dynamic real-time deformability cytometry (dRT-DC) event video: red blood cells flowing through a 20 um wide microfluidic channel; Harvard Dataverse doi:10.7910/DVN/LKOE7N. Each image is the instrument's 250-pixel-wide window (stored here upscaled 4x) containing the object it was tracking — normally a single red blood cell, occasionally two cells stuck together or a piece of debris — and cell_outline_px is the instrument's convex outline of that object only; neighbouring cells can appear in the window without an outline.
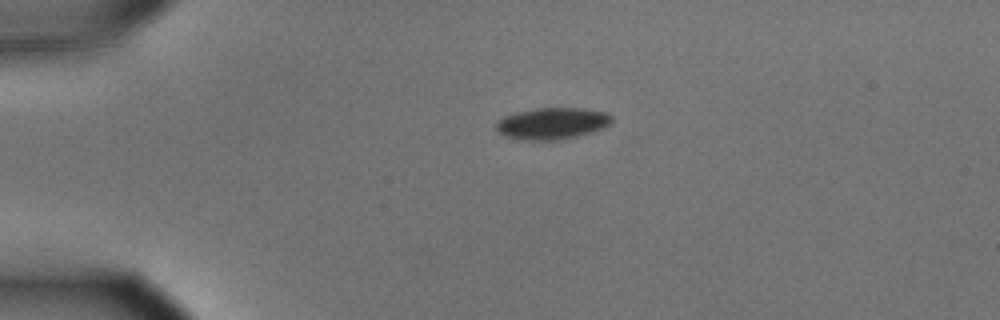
{"species": "common noctule bat (a hibernating species)", "species_latin": "Nyctalus noctula", "temperature_condition": "cold", "stored_images_in_passage": 44, "camera_frame_rate_fps": 3000, "um_per_image_px": 0.085, "animal": {"sex": "male", "body_mass_g": 15.6}, "frame": {"image": 1, "passage_image": 1, "time_ms": 0.0, "image_size_px": [1000, 320], "cell_outline_px": [[612, 124], [604, 128], [592, 132], [560, 140], [524, 140], [508, 136], [496, 132], [496, 124], [504, 116], [516, 112], [536, 108], [584, 108], [608, 112], [612, 116]], "centroid_in_image_um": [46.99, 10.48], "position_along_channel_um": 38.0, "area_um2": 21.44}}
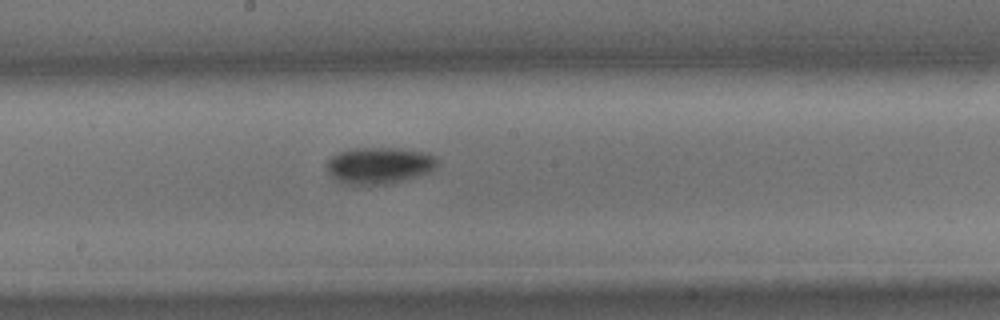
{"frame": {"image": 2, "passage_image": 19, "time_ms": 6.0, "image_size_px": [1000, 320], "cell_outline_px": [[440, 164], [428, 172], [404, 180], [388, 184], [348, 184], [336, 180], [328, 172], [324, 164], [332, 156], [340, 152], [352, 148], [400, 148], [428, 152], [436, 156], [440, 160]], "centroid_in_image_um": [32.26, 14.04], "position_along_channel_um": 215.9, "area_um2": 23.81}}
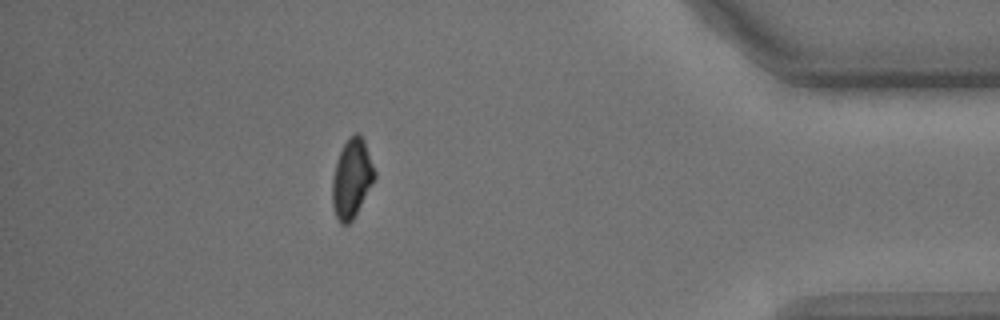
{"frame": {"image": 3, "passage_image": 38, "time_ms": 12.333, "image_size_px": [1000, 320], "cell_outline_px": [[376, 176], [372, 184], [352, 220], [348, 224], [340, 224], [336, 216], [332, 204], [332, 180], [336, 160], [348, 136], [356, 132], [364, 140], [376, 172]], "centroid_in_image_um": [29.89, 15.15], "position_along_channel_um": 405.3, "area_um2": 19.31}, "authors_computed_cell_mechanics": {"area_um2": 21.7906, "velocity_mm_per_s": 3.6055, "shape_relaxation_time_tau1_ms": 3.3469, "shape_relaxation_time_tau2_ms": null, "deformation_change_tau1": 0.0922, "deformation_change_tau2": null}}